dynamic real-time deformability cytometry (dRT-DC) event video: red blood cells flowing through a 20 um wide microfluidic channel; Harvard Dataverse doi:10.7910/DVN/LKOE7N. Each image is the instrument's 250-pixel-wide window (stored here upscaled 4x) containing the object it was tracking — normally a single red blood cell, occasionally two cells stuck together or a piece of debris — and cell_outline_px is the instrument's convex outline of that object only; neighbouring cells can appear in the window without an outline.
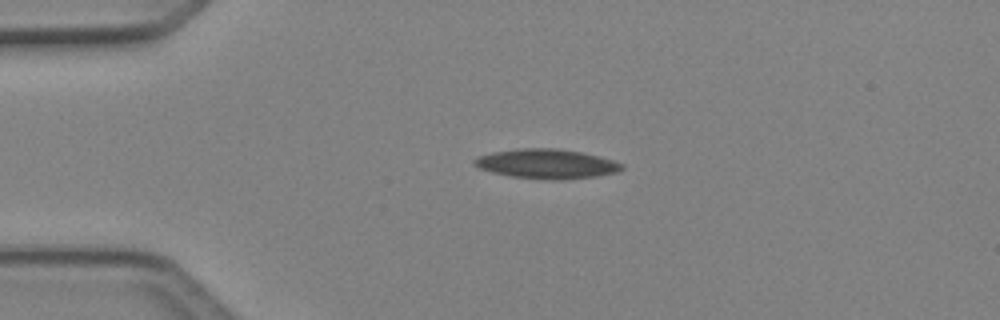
{"species": "Egyptian fruit bat (a non-hibernating species)", "species_latin": "Rousettus aegyptiacus", "temperature_condition": "cold", "stored_images_in_passage": 4, "camera_frame_rate_fps": 3000, "um_per_image_px": 0.085, "animal": {"sex": "female"}, "frame": {"image": 1, "passage_image": 2, "time_ms": 0.333, "image_size_px": [1000, 320], "cell_outline_px": [[624, 168], [620, 172], [596, 176], [560, 180], [552, 180], [512, 176], [492, 172], [480, 168], [472, 164], [472, 160], [480, 156], [492, 152], [516, 148], [556, 148], [580, 152], [600, 156], [624, 164]], "centroid_in_image_um": [46.49, 13.92], "position_along_channel_um": 38.5, "area_um2": 25.43}}
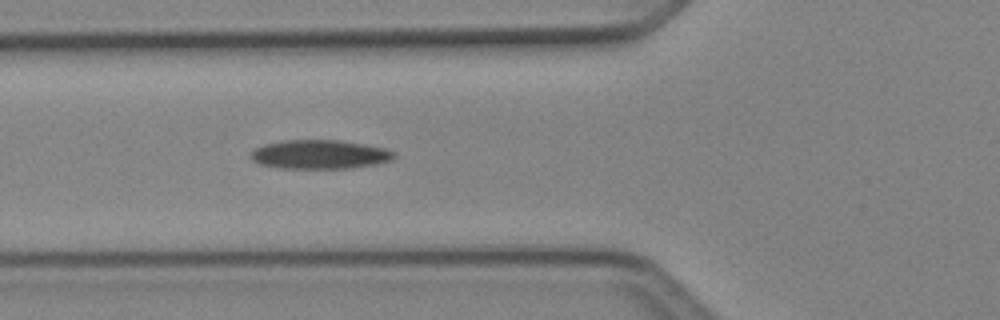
{"frame": {"image": 2, "passage_image": 4, "time_ms": 1.0, "image_size_px": [1000, 320], "cell_outline_px": [[396, 156], [392, 160], [380, 164], [352, 168], [280, 168], [260, 164], [252, 160], [248, 156], [252, 148], [264, 144], [284, 140], [340, 140], [364, 144], [384, 148], [396, 152]], "centroid_in_image_um": [27.17, 13.13], "position_along_channel_um": 98.6, "area_um2": 24.57}}